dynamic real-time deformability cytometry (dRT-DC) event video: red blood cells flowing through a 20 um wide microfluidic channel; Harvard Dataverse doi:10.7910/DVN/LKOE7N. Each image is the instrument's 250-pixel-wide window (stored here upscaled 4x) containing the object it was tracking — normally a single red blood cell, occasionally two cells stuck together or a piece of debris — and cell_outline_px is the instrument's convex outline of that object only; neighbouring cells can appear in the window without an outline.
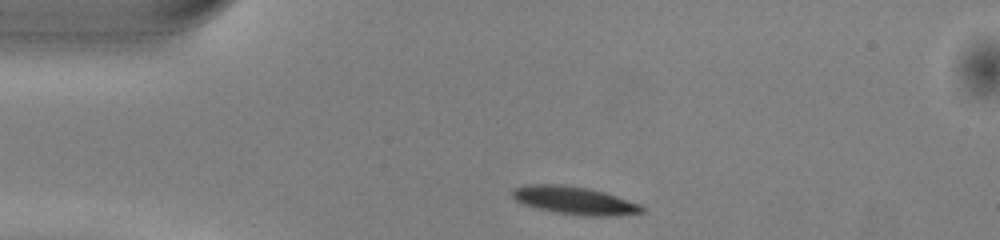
{"species": "common noctule bat (a hibernating species)", "species_latin": "Nyctalus noctula", "temperature_condition": "warm", "stored_images_in_passage": 41, "camera_frame_rate_fps": 3000, "um_per_image_px": 0.085, "animal": {"sex": "male", "body_mass_g": 13.0, "forearm_length_mm": 53.1}, "frame": {"image": 1, "passage_image": 1, "time_ms": 0.0, "image_size_px": [1000, 240], "cell_outline_px": [[644, 212], [600, 216], [596, 216], [556, 212], [536, 208], [524, 204], [516, 200], [508, 192], [512, 188], [524, 184], [564, 184], [588, 188], [604, 192], [640, 204], [644, 208]], "centroid_in_image_um": [48.73, 17.0], "position_along_channel_um": 36.3, "area_um2": 20.87}}
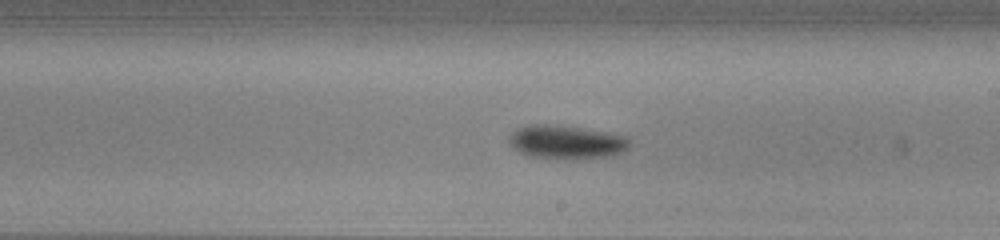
{"frame": {"image": 2, "passage_image": 19, "time_ms": 6.0, "image_size_px": [1000, 240], "cell_outline_px": [[632, 140], [628, 148], [624, 152], [612, 156], [532, 156], [520, 152], [512, 148], [508, 140], [516, 128], [528, 124], [544, 124], [580, 128], [608, 132], [624, 136]], "centroid_in_image_um": [48.15, 12.02], "position_along_channel_um": 240.8, "area_um2": 22.66}}
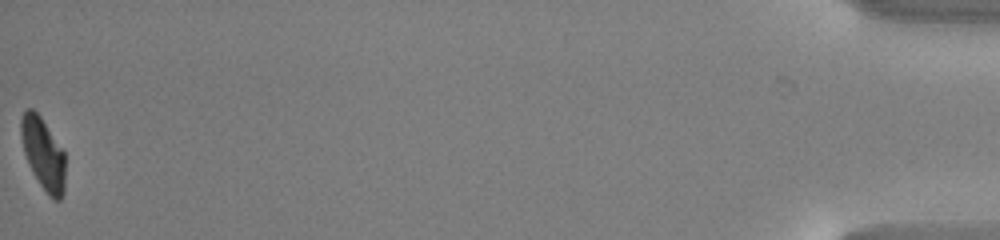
{"frame": {"image": 3, "passage_image": 41, "time_ms": 13.333, "image_size_px": [1000, 240], "cell_outline_px": [[64, 192], [60, 200], [52, 200], [48, 196], [32, 172], [28, 164], [24, 152], [20, 132], [20, 120], [24, 108], [32, 108], [40, 116], [64, 148]], "centroid_in_image_um": [3.66, 13.05], "position_along_channel_um": 431.5, "area_um2": 18.84}, "authors_computed_cell_mechanics": {"area_um2": 21.675, "velocity_mm_per_s": 4.0272, "shape_relaxation_time_tau1_ms": 1.9762, "shape_relaxation_time_tau2_ms": 8.8501, "deformation_change_tau1": 0.1339, "deformation_change_tau2": 0.1201}}